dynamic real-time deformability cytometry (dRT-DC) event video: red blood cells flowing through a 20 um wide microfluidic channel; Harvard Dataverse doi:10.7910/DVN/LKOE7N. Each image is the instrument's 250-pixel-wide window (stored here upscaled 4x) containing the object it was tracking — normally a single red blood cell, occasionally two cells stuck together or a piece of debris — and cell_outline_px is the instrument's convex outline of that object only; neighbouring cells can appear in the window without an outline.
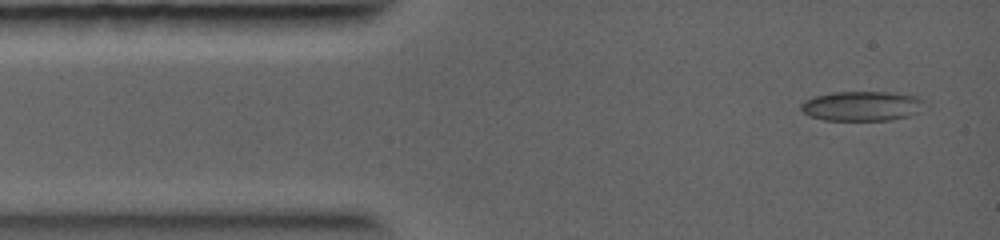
{"species": "common noctule bat (a hibernating species)", "species_latin": "Nyctalus noctula", "temperature_condition": "warm", "stored_images_in_passage": 40, "camera_frame_rate_fps": 5000, "um_per_image_px": 0.085, "animal": {"sex": "female", "body_mass_g": 19.0, "forearm_length_mm": 56.7}, "frame": {"image": 1, "passage_image": 1, "time_ms": 0.0, "image_size_px": [1000, 240], "cell_outline_px": [[928, 108], [908, 116], [888, 120], [824, 120], [808, 116], [800, 108], [800, 104], [804, 100], [816, 96], [832, 92], [892, 92], [916, 96], [924, 100]], "centroid_in_image_um": [73.3, 9.01], "position_along_channel_um": 11.7, "area_um2": 21.68}}
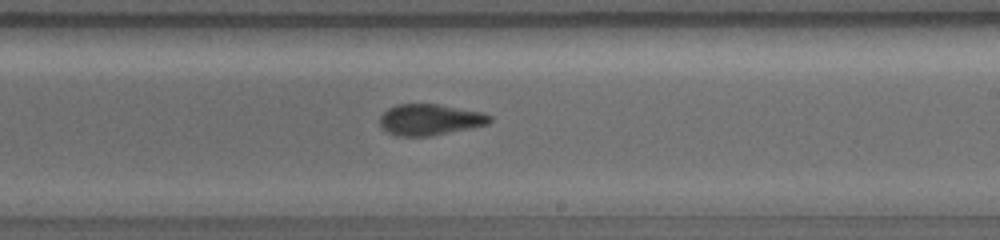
{"frame": {"image": 2, "passage_image": 21, "time_ms": 6.4, "image_size_px": [1000, 240], "cell_outline_px": [[492, 120], [488, 124], [432, 136], [396, 136], [384, 132], [380, 124], [380, 116], [388, 108], [396, 104], [436, 104], [484, 112], [492, 116]], "centroid_in_image_um": [36.52, 10.17], "position_along_channel_um": 252.5, "area_um2": 20.11}}
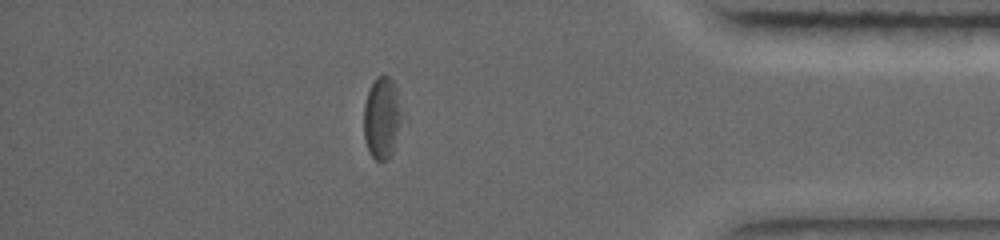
{"frame": {"image": 3, "passage_image": 33, "time_ms": 10.2, "image_size_px": [1000, 240], "cell_outline_px": [[408, 120], [388, 160], [376, 160], [368, 152], [364, 140], [364, 104], [368, 92], [376, 76], [388, 76], [396, 84]], "centroid_in_image_um": [32.58, 10.03], "position_along_channel_um": 402.6, "area_um2": 19.59}}